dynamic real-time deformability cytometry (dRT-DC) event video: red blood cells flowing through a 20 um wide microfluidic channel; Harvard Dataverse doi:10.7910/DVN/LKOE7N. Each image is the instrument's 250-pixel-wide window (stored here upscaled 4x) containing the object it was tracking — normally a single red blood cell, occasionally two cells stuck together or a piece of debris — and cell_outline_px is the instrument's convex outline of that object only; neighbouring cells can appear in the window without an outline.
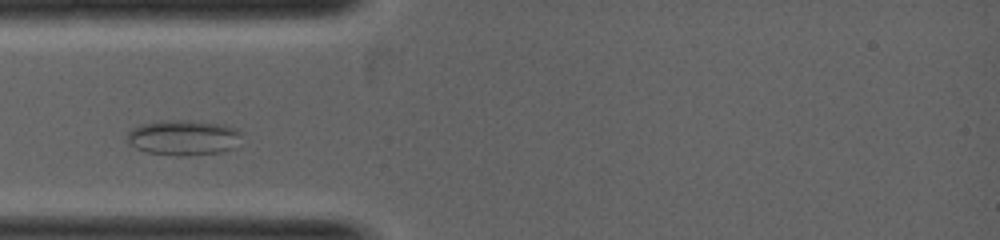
{"species": "common noctule bat (a hibernating species)", "species_latin": "Nyctalus noctula", "temperature_condition": "warm", "stored_images_in_passage": 30, "camera_frame_rate_fps": 5000, "um_per_image_px": 0.085, "animal": {"sex": "female", "body_mass_g": 19.0, "forearm_length_mm": 53.3}, "frame": {"image": 1, "passage_image": 4, "time_ms": 1.0, "image_size_px": [1000, 240], "cell_outline_px": [[240, 132], [232, 148], [224, 152], [188, 156], [176, 156], [148, 152], [136, 148], [128, 140], [128, 132], [132, 128], [140, 124], [156, 120], [192, 120], [224, 124], [236, 128]], "centroid_in_image_um": [15.56, 11.68], "position_along_channel_um": 69.4, "area_um2": 23.58}}
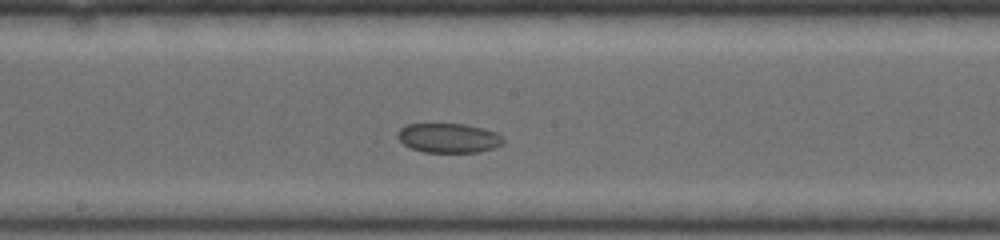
{"frame": {"image": 2, "passage_image": 10, "time_ms": 2.8, "image_size_px": [1000, 240], "cell_outline_px": [[504, 144], [480, 152], [424, 152], [412, 148], [404, 144], [396, 136], [396, 132], [400, 128], [408, 124], [464, 124], [484, 128], [496, 132], [504, 136]], "centroid_in_image_um": [38.16, 11.72], "position_along_channel_um": 210.0, "area_um2": 18.26}}
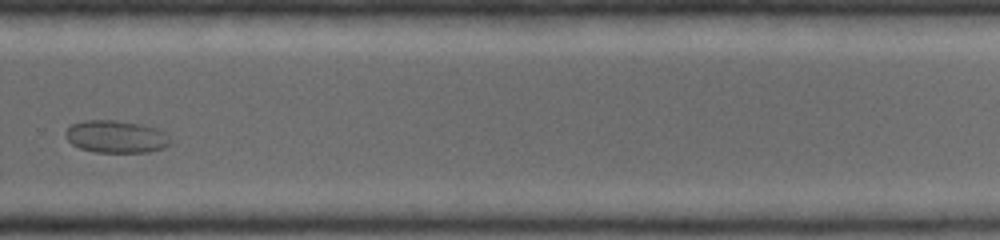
{"frame": {"image": 3, "passage_image": 18, "time_ms": 4.2, "image_size_px": [1000, 240], "cell_outline_px": [[172, 144], [164, 148], [148, 152], [96, 152], [80, 148], [72, 144], [68, 140], [64, 132], [72, 124], [84, 120], [116, 120], [144, 124], [156, 128], [164, 132], [172, 140]], "centroid_in_image_um": [9.9, 11.61], "position_along_channel_um": 319.9, "area_um2": 20.0}}